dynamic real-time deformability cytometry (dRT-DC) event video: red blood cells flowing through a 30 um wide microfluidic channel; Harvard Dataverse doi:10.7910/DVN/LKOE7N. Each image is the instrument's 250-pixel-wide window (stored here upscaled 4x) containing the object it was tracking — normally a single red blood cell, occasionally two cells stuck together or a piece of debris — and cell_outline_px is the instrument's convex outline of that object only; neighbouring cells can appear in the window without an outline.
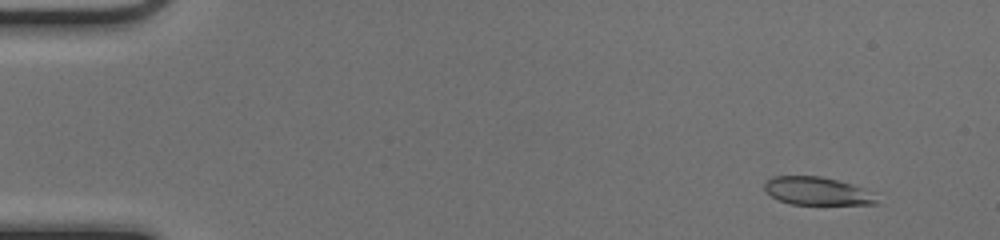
{"species": "common noctule bat (a hibernating species)", "species_latin": "Nyctalus noctula", "temperature_condition": "cold", "stored_images_in_passage": 51, "camera_frame_rate_fps": 3000, "um_per_image_px": 0.085, "animal": {"sex": "female", "body_mass_g": 17.0, "forearm_length_mm": 48.0}, "frame": {"image": 1, "passage_image": 5, "time_ms": 1.333, "image_size_px": [1000, 240], "cell_outline_px": [[880, 204], [792, 204], [776, 200], [764, 188], [764, 184], [772, 176], [820, 176], [852, 184], [864, 188], [872, 192]], "centroid_in_image_um": [69.46, 16.24], "position_along_channel_um": 15.5, "area_um2": 18.26}}
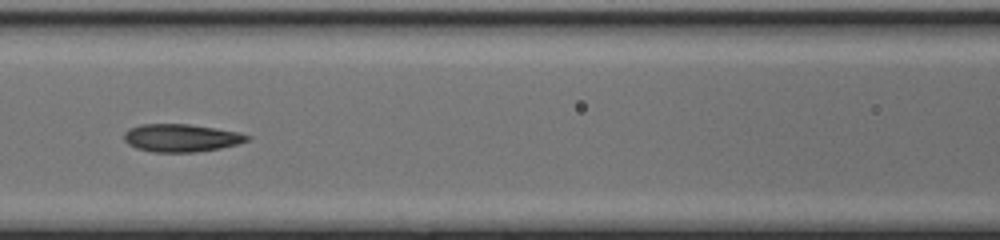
{"frame": {"image": 2, "passage_image": 24, "time_ms": 7.667, "image_size_px": [1000, 240], "cell_outline_px": [[252, 136], [248, 140], [236, 144], [220, 148], [196, 152], [152, 152], [136, 148], [128, 144], [124, 140], [124, 132], [128, 128], [140, 124], [188, 124], [216, 128], [236, 132]], "centroid_in_image_um": [15.35, 11.72], "position_along_channel_um": 151.2, "area_um2": 19.94}}
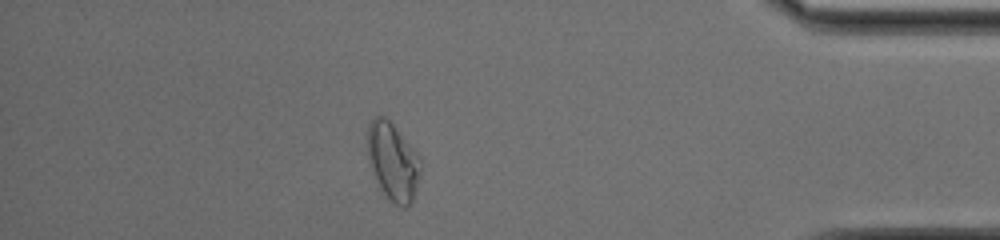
{"frame": {"image": 3, "passage_image": 45, "time_ms": 14.667, "image_size_px": [1000, 240], "cell_outline_px": [[420, 176], [412, 200], [408, 208], [400, 208], [380, 192], [372, 172], [368, 160], [368, 124], [372, 116], [384, 116], [392, 124], [420, 156]], "centroid_in_image_um": [33.38, 13.77], "position_along_channel_um": 401.8, "area_um2": 24.22}, "authors_computed_cell_mechanics": {"area_um2": 20.1144, "velocity_mm_per_s": 4.1303, "shape_relaxation_time_tau1_ms": null, "shape_relaxation_time_tau2_ms": 1.9241, "deformation_change_tau1": null, "deformation_change_tau2": 0.0774}}